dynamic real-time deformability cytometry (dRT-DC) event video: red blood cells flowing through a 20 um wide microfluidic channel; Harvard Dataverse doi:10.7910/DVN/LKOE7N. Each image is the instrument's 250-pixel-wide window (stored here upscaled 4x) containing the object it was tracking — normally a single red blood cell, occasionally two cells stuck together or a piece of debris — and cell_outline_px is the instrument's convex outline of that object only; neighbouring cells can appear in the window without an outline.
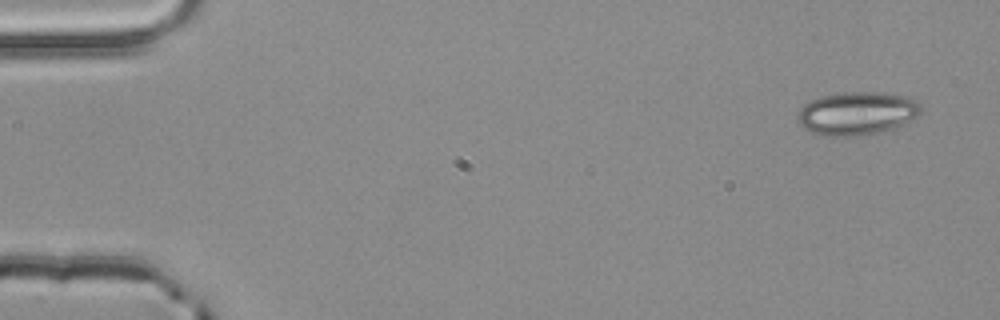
{"species": "common noctule bat (a hibernating species)", "species_latin": "Nyctalus noctula", "temperature_condition": "room temperature", "stored_images_in_passage": 4, "camera_frame_rate_fps": 3000, "um_per_image_px": 0.085, "animal": {"sex": "male", "body_mass_g": 20.4}, "frame": {"image": 1, "passage_image": 1, "time_ms": 0.0, "image_size_px": [1000, 320], "cell_outline_px": [[920, 112], [916, 116], [896, 128], [880, 132], [856, 136], [824, 136], [812, 132], [804, 128], [796, 120], [796, 116], [800, 108], [808, 100], [820, 96], [840, 92], [884, 92], [904, 96], [916, 100], [920, 104]], "centroid_in_image_um": [72.79, 9.63], "position_along_channel_um": 12.2, "area_um2": 31.33}}